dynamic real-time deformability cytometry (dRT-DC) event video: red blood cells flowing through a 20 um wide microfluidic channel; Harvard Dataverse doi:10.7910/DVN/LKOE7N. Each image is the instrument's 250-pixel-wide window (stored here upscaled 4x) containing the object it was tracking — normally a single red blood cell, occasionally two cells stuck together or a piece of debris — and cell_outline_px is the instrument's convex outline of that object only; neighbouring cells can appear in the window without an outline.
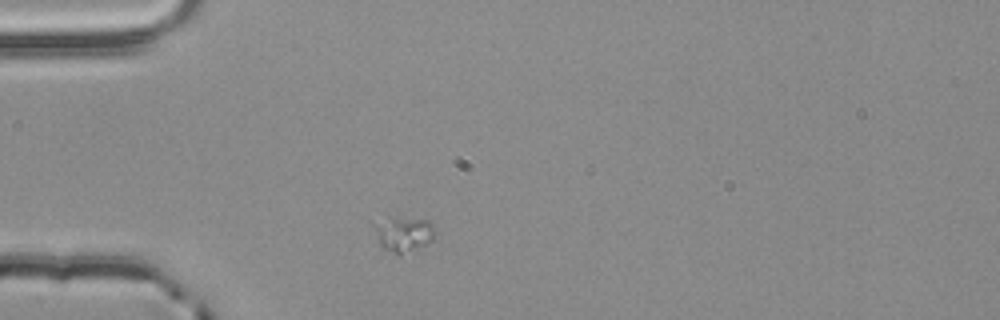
{"species": "common noctule bat (a hibernating species)", "species_latin": "Nyctalus noctula", "temperature_condition": "room temperature", "stored_images_in_passage": 1, "camera_frame_rate_fps": 3000, "um_per_image_px": 0.085, "animal": {"sex": "male", "body_mass_g": 20.4}, "frame": {"image": 1, "passage_image": 1, "time_ms": 0.0, "image_size_px": [1000, 320], "cell_outline_px": [[436, 228], [432, 240], [416, 252], [400, 256], [380, 248], [368, 220], [428, 220]], "centroid_in_image_um": [34.22, 19.98], "position_along_channel_um": 50.8, "area_um2": 12.95}}